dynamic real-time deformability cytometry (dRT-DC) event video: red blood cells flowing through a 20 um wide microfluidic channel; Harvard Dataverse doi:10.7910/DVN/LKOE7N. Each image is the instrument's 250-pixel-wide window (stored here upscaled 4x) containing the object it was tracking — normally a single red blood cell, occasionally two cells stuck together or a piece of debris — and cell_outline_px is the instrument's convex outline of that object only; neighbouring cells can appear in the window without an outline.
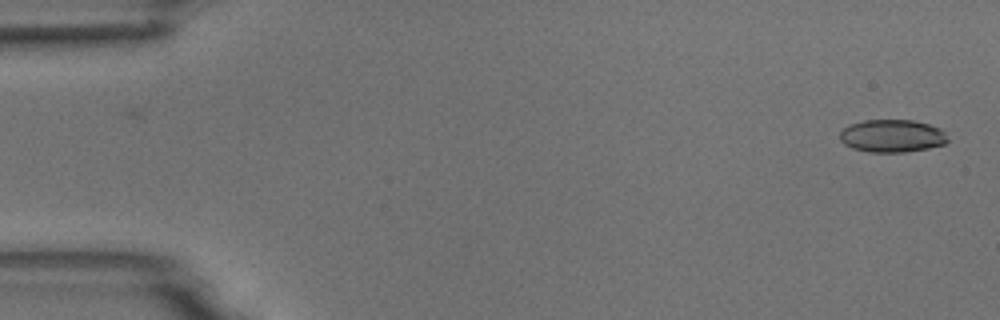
{"species": "common noctule bat (a hibernating species)", "species_latin": "Nyctalus noctula", "temperature_condition": "room temperature", "stored_images_in_passage": 2, "camera_frame_rate_fps": 3000, "um_per_image_px": 0.085, "animal": {"sex": "male", "body_mass_g": 18.8}, "frame": {"image": 1, "passage_image": 2, "time_ms": 1.0, "image_size_px": [1000, 320], "cell_outline_px": [[948, 140], [944, 144], [928, 148], [904, 152], [868, 152], [852, 148], [844, 144], [840, 140], [840, 132], [848, 124], [864, 120], [912, 120], [928, 124], [940, 128], [944, 132]], "centroid_in_image_um": [75.8, 11.55], "position_along_channel_um": 9.2, "area_um2": 20.58}}